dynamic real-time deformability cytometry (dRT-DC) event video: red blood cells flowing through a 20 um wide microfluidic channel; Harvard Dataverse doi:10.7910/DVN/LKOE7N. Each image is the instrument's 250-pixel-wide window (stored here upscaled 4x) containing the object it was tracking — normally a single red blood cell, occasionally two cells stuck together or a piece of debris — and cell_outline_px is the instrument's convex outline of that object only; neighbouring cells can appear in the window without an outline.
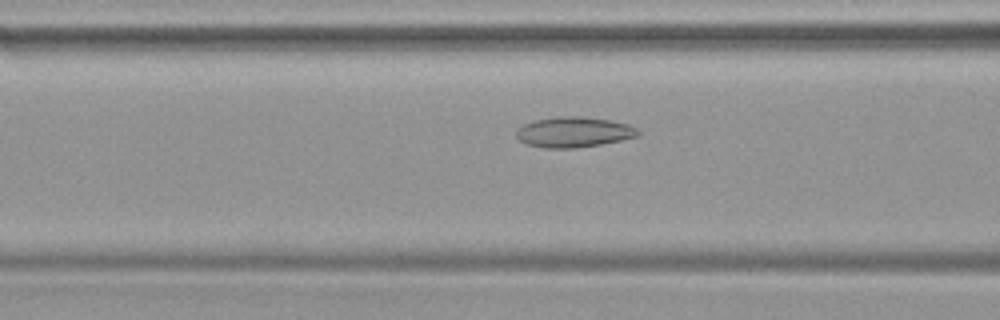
{"species": "common noctule bat (a hibernating species)", "species_latin": "Nyctalus noctula", "temperature_condition": "warm", "stored_images_in_passage": 47, "camera_frame_rate_fps": 3000, "um_per_image_px": 0.085, "animal": {"sex": "female", "body_mass_g": 19.9}, "frame": {"image": 1, "passage_image": 19, "time_ms": 6.0, "image_size_px": [1000, 320], "cell_outline_px": [[640, 136], [600, 144], [576, 148], [544, 148], [528, 144], [520, 140], [516, 136], [516, 128], [524, 124], [536, 120], [556, 116], [580, 116], [608, 120], [628, 124], [636, 128], [640, 132]], "centroid_in_image_um": [48.76, 11.22], "position_along_channel_um": 117.8, "area_um2": 21.5}}
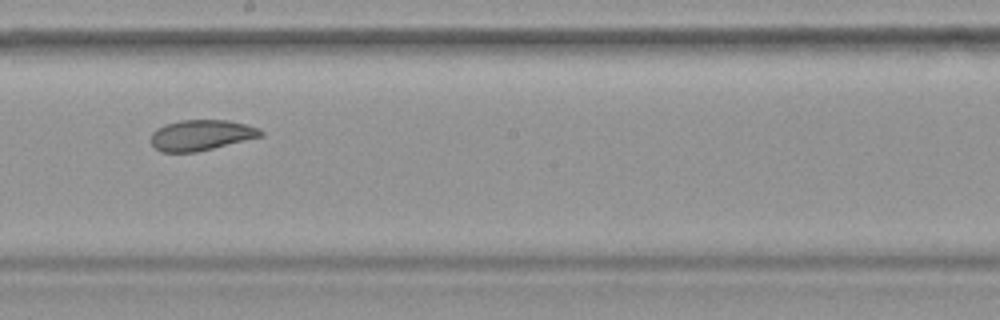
{"frame": {"image": 2, "passage_image": 27, "time_ms": 8.667, "image_size_px": [1000, 320], "cell_outline_px": [[264, 136], [196, 152], [160, 152], [152, 144], [152, 132], [156, 128], [164, 124], [180, 120], [228, 120], [260, 128], [264, 132]], "centroid_in_image_um": [17.11, 11.48], "position_along_channel_um": 231.1, "area_um2": 19.65}}
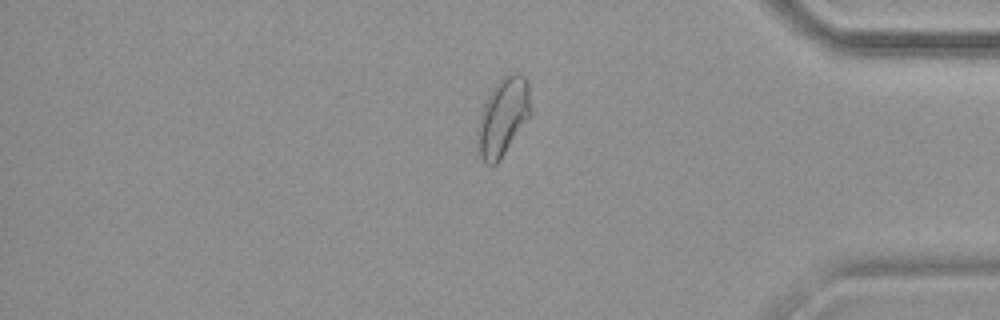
{"frame": {"image": 3, "passage_image": 40, "time_ms": 13.0, "image_size_px": [1000, 320], "cell_outline_px": [[532, 112], [500, 160], [496, 164], [488, 164], [480, 156], [476, 140], [476, 132], [480, 112], [488, 96], [496, 84], [504, 76], [512, 72], [520, 72], [524, 76], [528, 84], [532, 108]], "centroid_in_image_um": [42.75, 9.92], "position_along_channel_um": 392.4, "area_um2": 24.1}}